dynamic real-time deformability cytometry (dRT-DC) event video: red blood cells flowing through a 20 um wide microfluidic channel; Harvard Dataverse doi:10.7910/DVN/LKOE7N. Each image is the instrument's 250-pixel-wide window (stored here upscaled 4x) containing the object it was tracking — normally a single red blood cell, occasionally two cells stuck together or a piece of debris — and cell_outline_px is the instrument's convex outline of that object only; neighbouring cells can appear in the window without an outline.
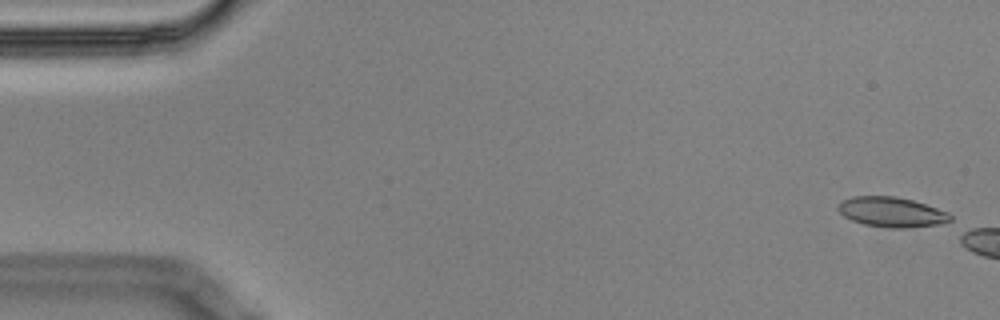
{"species": "Egyptian fruit bat (a non-hibernating species)", "species_latin": "Rousettus aegyptiacus", "temperature_condition": "cold", "stored_images_in_passage": 5, "camera_frame_rate_fps": 3000, "um_per_image_px": 0.085, "animal": {"sex": "male"}, "frame": {"image": 1, "passage_image": 5, "time_ms": 1.333, "image_size_px": [1000, 320], "cell_outline_px": [[952, 224], [904, 228], [888, 228], [864, 224], [852, 220], [844, 216], [836, 208], [844, 200], [852, 196], [896, 196], [912, 200], [948, 212], [952, 216]], "centroid_in_image_um": [75.86, 18.04], "position_along_channel_um": 9.1, "area_um2": 19.83}}